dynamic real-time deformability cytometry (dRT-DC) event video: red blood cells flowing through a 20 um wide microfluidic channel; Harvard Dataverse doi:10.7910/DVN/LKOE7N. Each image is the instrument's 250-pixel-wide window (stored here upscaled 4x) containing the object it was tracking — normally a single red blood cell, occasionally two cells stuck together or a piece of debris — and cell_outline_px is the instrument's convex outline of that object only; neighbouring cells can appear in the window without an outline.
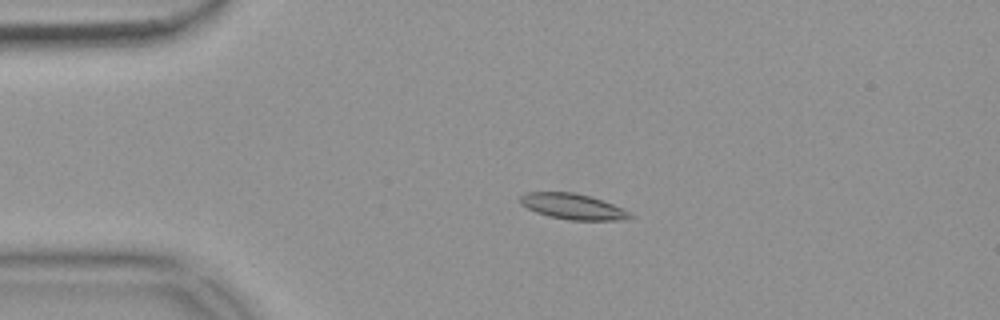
{"species": "common noctule bat (a hibernating species)", "species_latin": "Nyctalus noctula", "temperature_condition": "warm", "stored_images_in_passage": 56, "camera_frame_rate_fps": 3000, "um_per_image_px": 0.085, "animal": {"sex": "female", "body_mass_g": 18.4}, "frame": {"image": 1, "passage_image": 13, "time_ms": 4.0, "image_size_px": [1000, 320], "cell_outline_px": [[632, 216], [628, 220], [572, 220], [548, 216], [536, 212], [520, 204], [520, 196], [528, 192], [572, 192], [588, 196], [624, 208]], "centroid_in_image_um": [48.68, 17.56], "position_along_channel_um": 36.3, "area_um2": 16.24}}
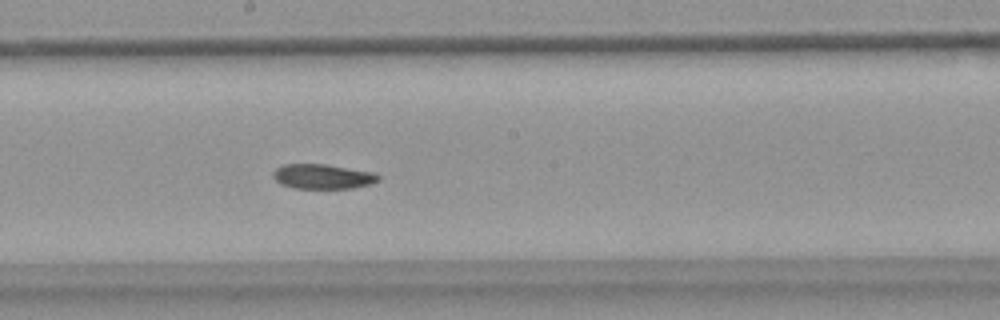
{"frame": {"image": 2, "passage_image": 31, "time_ms": 10.0, "image_size_px": [1000, 320], "cell_outline_px": [[380, 180], [368, 184], [352, 188], [296, 188], [280, 184], [272, 176], [272, 172], [276, 168], [284, 164], [324, 164], [372, 172], [380, 176]], "centroid_in_image_um": [27.39, 15.0], "position_along_channel_um": 220.8, "area_um2": 15.03}}
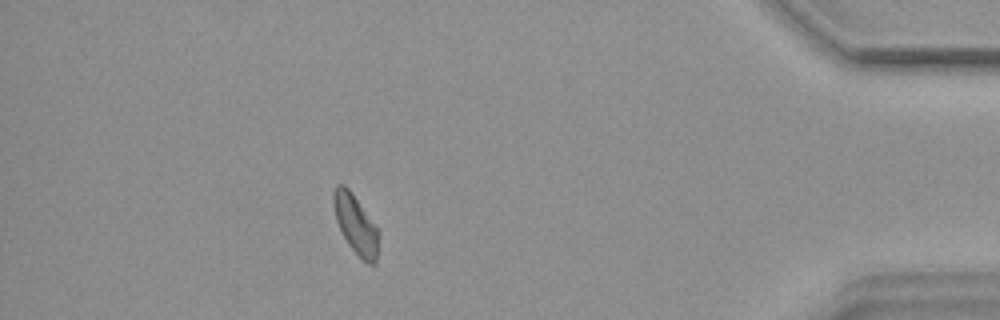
{"frame": {"image": 3, "passage_image": 50, "time_ms": 16.333, "image_size_px": [1000, 320], "cell_outline_px": [[380, 232], [376, 264], [368, 264], [348, 244], [336, 220], [332, 204], [332, 192], [336, 184], [344, 184], [352, 192]], "centroid_in_image_um": [30.23, 19.04], "position_along_channel_um": 405.0, "area_um2": 15.55}}